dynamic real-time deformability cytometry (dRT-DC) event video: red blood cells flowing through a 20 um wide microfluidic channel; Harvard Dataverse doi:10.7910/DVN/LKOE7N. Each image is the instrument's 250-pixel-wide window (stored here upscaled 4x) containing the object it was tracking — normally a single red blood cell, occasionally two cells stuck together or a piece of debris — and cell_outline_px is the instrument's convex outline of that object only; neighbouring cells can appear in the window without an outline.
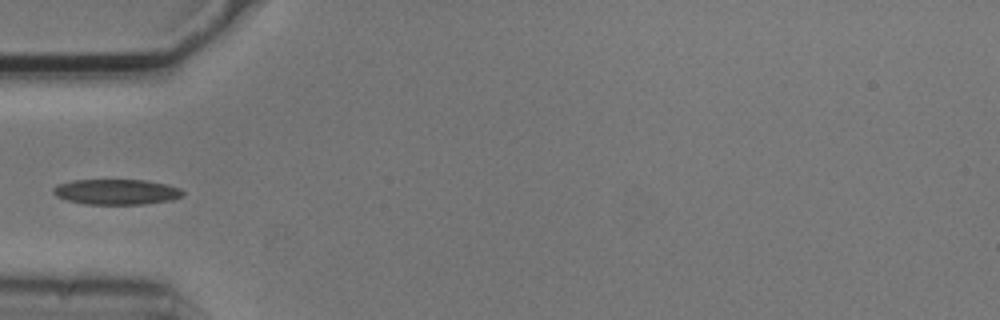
{"species": "common noctule bat (a hibernating species)", "species_latin": "Nyctalus noctula", "temperature_condition": "cold", "stored_images_in_passage": 6, "camera_frame_rate_fps": 3000, "um_per_image_px": 0.085, "animal": {"sex": "male", "body_mass_g": 20.5, "forearm_length_mm": 52.5}, "frame": {"image": 1, "passage_image": 5, "time_ms": 1.333, "image_size_px": [1000, 320], "cell_outline_px": [[184, 196], [172, 200], [144, 204], [84, 204], [68, 200], [56, 196], [52, 192], [52, 188], [60, 184], [72, 180], [148, 180], [168, 184], [180, 188], [184, 192]], "centroid_in_image_um": [9.94, 16.31], "position_along_channel_um": 75.1, "area_um2": 19.31}}